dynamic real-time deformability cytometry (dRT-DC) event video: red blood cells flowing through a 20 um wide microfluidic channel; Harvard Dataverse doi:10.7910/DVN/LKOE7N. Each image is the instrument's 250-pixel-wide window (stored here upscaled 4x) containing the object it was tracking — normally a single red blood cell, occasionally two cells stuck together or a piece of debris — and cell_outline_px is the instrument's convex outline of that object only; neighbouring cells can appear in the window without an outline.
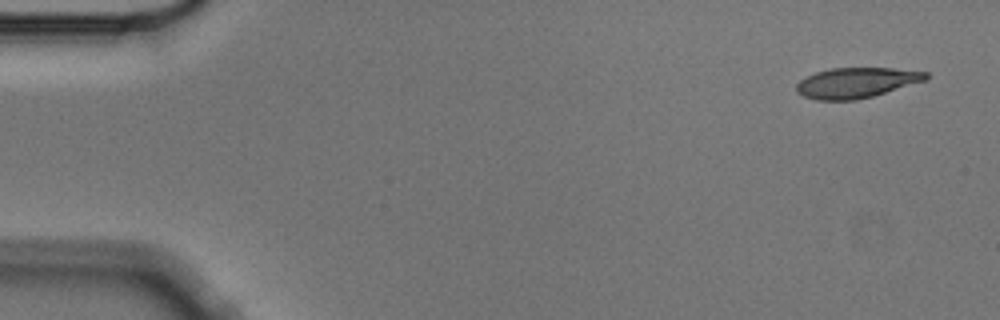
{"species": "Egyptian fruit bat (a non-hibernating species)", "species_latin": "Rousettus aegyptiacus", "temperature_condition": "cold", "stored_images_in_passage": 7, "camera_frame_rate_fps": 3000, "um_per_image_px": 0.085, "animal": {"sex": "male"}, "frame": {"image": 1, "passage_image": 1, "time_ms": 0.0, "image_size_px": [1000, 320], "cell_outline_px": [[928, 80], [872, 96], [856, 100], [816, 100], [804, 96], [796, 92], [796, 84], [800, 80], [816, 72], [832, 68], [892, 68], [928, 72]], "centroid_in_image_um": [72.8, 7.03], "position_along_channel_um": 12.2, "area_um2": 22.83}}
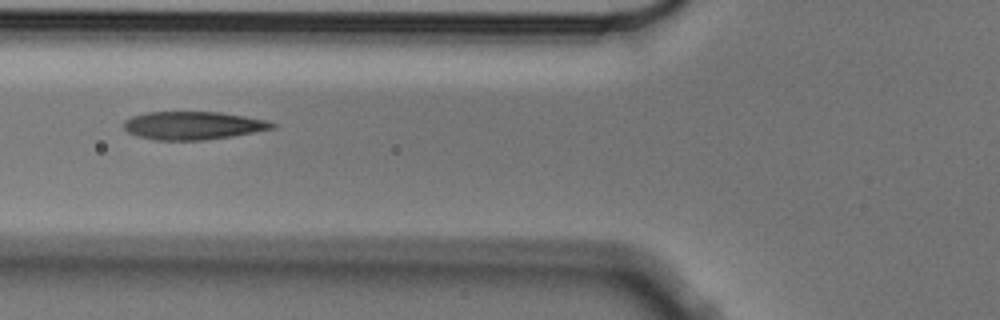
{"frame": {"image": 2, "passage_image": 6, "time_ms": 1.667, "image_size_px": [1000, 320], "cell_outline_px": [[276, 128], [232, 136], [204, 140], [156, 140], [136, 136], [128, 132], [124, 128], [124, 120], [132, 116], [148, 112], [220, 112], [244, 116], [264, 120], [276, 124]], "centroid_in_image_um": [16.38, 10.67], "position_along_channel_um": 109.4, "area_um2": 24.22}}
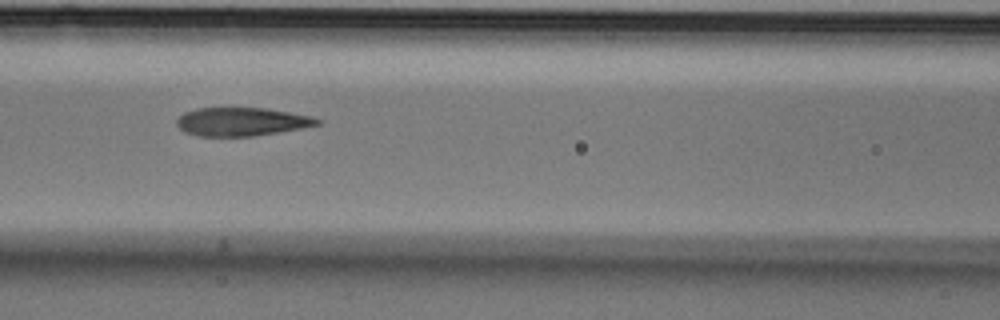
{"frame": {"image": 3, "passage_image": 7, "time_ms": 2.0, "image_size_px": [1000, 320], "cell_outline_px": [[324, 120], [320, 124], [300, 128], [252, 136], [200, 136], [184, 132], [176, 124], [176, 120], [184, 112], [196, 108], [268, 108], [312, 116]], "centroid_in_image_um": [20.54, 10.33], "position_along_channel_um": 146.1, "area_um2": 23.24}}